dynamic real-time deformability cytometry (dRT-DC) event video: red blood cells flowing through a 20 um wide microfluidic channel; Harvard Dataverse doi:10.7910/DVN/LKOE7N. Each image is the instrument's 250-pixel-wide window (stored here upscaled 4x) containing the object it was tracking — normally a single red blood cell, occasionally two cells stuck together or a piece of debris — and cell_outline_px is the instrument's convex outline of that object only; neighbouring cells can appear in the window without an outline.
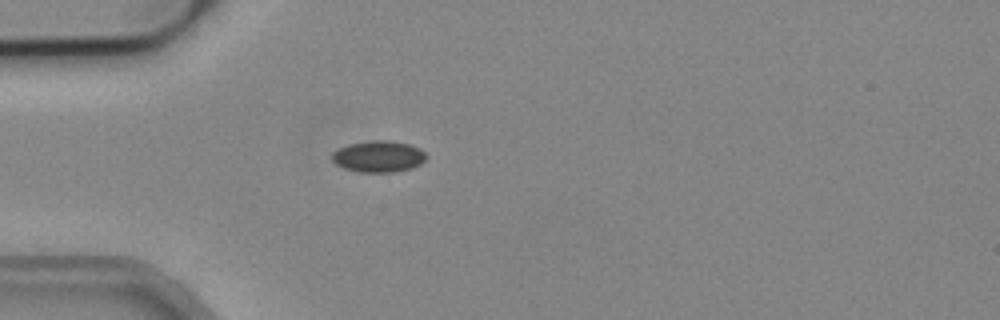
{"species": "common noctule bat (a hibernating species)", "species_latin": "Nyctalus noctula", "temperature_condition": "cold", "stored_images_in_passage": 1, "camera_frame_rate_fps": 3000, "um_per_image_px": 0.085, "animal": {"sex": "male", "body_mass_g": 19.2, "forearm_length_mm": 51.8}, "frame": {"image": 1, "passage_image": 1, "time_ms": 0.0, "image_size_px": [1000, 320], "cell_outline_px": [[428, 156], [420, 164], [412, 168], [392, 172], [360, 172], [344, 168], [336, 164], [332, 160], [332, 152], [348, 144], [372, 140], [388, 140], [408, 144], [420, 148]], "centroid_in_image_um": [32.18, 13.29], "position_along_channel_um": 52.8, "area_um2": 17.22}}